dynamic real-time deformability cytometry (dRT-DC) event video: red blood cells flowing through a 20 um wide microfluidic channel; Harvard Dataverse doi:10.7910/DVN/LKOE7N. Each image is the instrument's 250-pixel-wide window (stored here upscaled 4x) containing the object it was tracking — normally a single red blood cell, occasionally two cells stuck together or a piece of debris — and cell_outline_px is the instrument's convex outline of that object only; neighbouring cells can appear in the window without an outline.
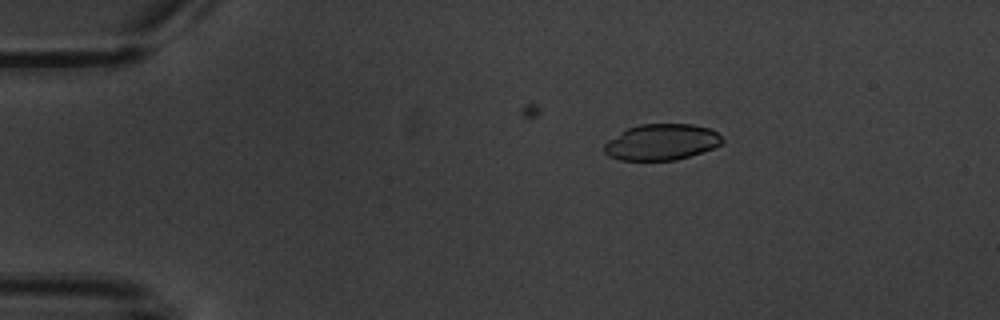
{"species": "common noctule bat (a hibernating species)", "species_latin": "Nyctalus noctula", "temperature_condition": "warm", "stored_images_in_passage": 6, "camera_frame_rate_fps": 3000, "um_per_image_px": 0.085, "animal": {"sex": "male", "body_mass_g": 20.1, "forearm_length_mm": 53.5}, "frame": {"image": 1, "passage_image": 2, "time_ms": 1.333, "image_size_px": [1000, 320], "cell_outline_px": [[724, 140], [720, 144], [712, 148], [676, 160], [620, 160], [608, 156], [604, 152], [604, 144], [608, 140], [628, 128], [640, 124], [692, 124], [712, 128]], "centroid_in_image_um": [56.22, 12.07], "position_along_channel_um": 28.8, "area_um2": 24.68}}
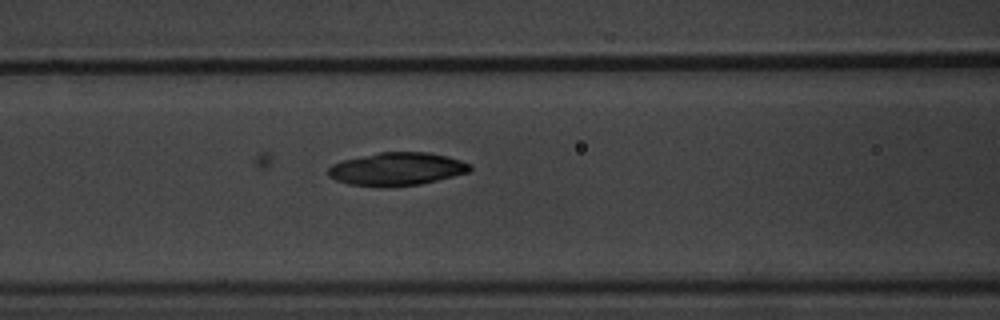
{"frame": {"image": 2, "passage_image": 6, "time_ms": 6.0, "image_size_px": [1000, 320], "cell_outline_px": [[472, 168], [468, 172], [420, 184], [388, 188], [380, 188], [348, 184], [336, 180], [328, 176], [328, 168], [332, 164], [340, 160], [376, 152], [428, 152], [448, 156], [472, 164]], "centroid_in_image_um": [33.68, 14.37], "position_along_channel_um": 132.9, "area_um2": 27.74}}